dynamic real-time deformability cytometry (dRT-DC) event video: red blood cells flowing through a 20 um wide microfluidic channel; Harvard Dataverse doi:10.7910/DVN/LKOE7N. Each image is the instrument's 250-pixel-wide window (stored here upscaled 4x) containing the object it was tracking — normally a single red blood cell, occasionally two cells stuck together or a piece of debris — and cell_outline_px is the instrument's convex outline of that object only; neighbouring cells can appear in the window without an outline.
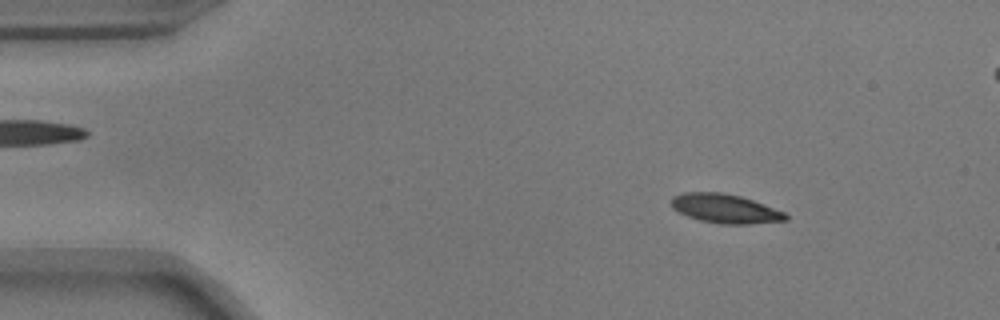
{"species": "common noctule bat (a hibernating species)", "species_latin": "Nyctalus noctula", "temperature_condition": "warm", "stored_images_in_passage": 55, "segment_of_instrument_passage": [1, 2], "camera_frame_rate_fps": 3000, "um_per_image_px": 0.085, "animal": {"sex": "male", "body_mass_g": 17.9}, "frame": {"image": 1, "passage_image": 7, "time_ms": 2.0, "image_size_px": [1000, 320], "cell_outline_px": [[788, 220], [748, 224], [720, 224], [700, 220], [688, 216], [672, 208], [672, 196], [684, 192], [720, 192], [740, 196], [764, 204], [784, 212], [788, 216]], "centroid_in_image_um": [61.64, 17.73], "position_along_channel_um": 23.4, "area_um2": 19.25}}
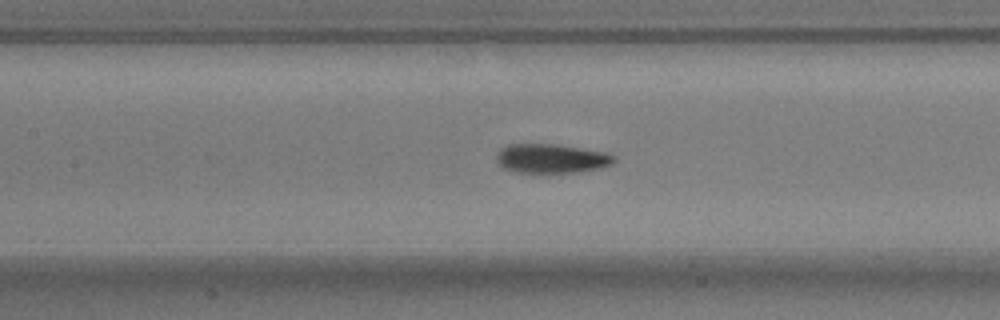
{"frame": {"image": 2, "passage_image": 24, "time_ms": 7.667, "image_size_px": [1000, 320], "cell_outline_px": [[616, 160], [612, 164], [600, 168], [576, 172], [516, 172], [504, 168], [496, 160], [496, 152], [500, 148], [508, 144], [556, 144], [608, 152], [616, 156]], "centroid_in_image_um": [46.88, 13.46], "position_along_channel_um": 160.5, "area_um2": 20.11}}
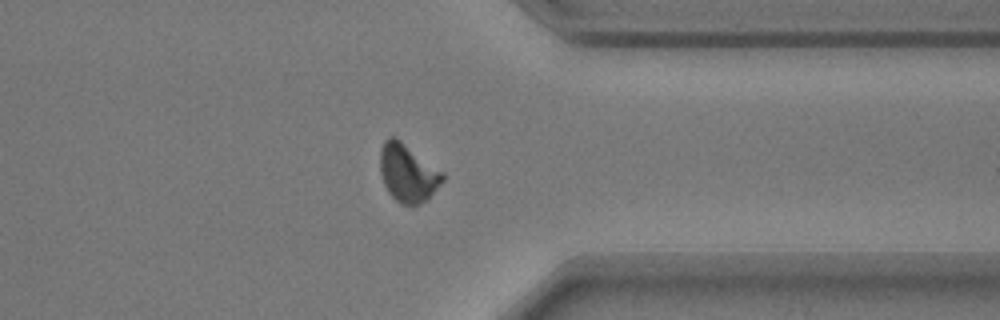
{"frame": {"image": 3, "passage_image": 42, "time_ms": 13.667, "image_size_px": [1000, 320], "cell_outline_px": [[444, 180], [420, 204], [400, 204], [388, 192], [384, 184], [380, 172], [380, 148], [384, 140], [388, 136], [396, 136], [444, 172]], "centroid_in_image_um": [34.63, 14.65], "position_along_channel_um": 376.8, "area_um2": 21.1}}